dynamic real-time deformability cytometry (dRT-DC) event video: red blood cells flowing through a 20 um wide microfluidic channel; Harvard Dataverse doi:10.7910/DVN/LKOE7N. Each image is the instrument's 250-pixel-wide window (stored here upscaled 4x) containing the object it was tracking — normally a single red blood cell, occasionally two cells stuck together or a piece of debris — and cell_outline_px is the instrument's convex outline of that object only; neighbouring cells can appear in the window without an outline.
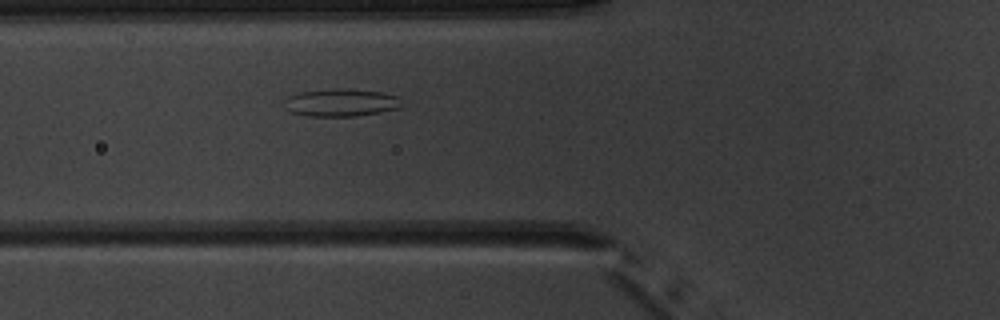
{"species": "common noctule bat (a hibernating species)", "species_latin": "Nyctalus noctula", "temperature_condition": "warm", "stored_images_in_passage": 3, "camera_frame_rate_fps": 3000, "um_per_image_px": 0.085, "animal": {"sex": "male", "body_mass_g": 20.1, "forearm_length_mm": 53.5}, "frame": {"image": 1, "passage_image": 3, "time_ms": 3.333, "image_size_px": [1000, 320], "cell_outline_px": [[404, 108], [356, 116], [308, 116], [292, 112], [288, 108], [284, 100], [288, 96], [300, 92], [336, 88], [348, 88], [380, 92], [400, 96], [404, 104]], "centroid_in_image_um": [29.09, 8.71], "position_along_channel_um": 96.7, "area_um2": 19.13}}